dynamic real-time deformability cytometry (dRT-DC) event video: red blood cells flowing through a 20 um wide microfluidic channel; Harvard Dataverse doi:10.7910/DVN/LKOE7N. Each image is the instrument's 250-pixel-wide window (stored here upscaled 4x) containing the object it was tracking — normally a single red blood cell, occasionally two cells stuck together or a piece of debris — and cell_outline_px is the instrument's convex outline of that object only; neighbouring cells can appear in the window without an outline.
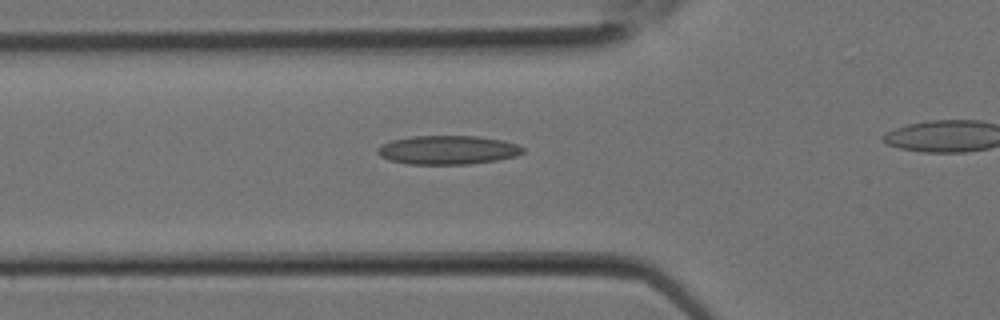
{"species": "Egyptian fruit bat (a non-hibernating species)", "species_latin": "Rousettus aegyptiacus", "temperature_condition": "room temperature", "stored_images_in_passage": 10, "segment_of_instrument_passage": [1, 2], "camera_frame_rate_fps": 3000, "um_per_image_px": 0.085, "animal": {"sex": "female"}, "frame": {"image": 1, "passage_image": 4, "time_ms": 1.0, "image_size_px": [1000, 320], "cell_outline_px": [[524, 152], [516, 156], [496, 160], [468, 164], [408, 164], [388, 160], [380, 156], [376, 152], [376, 148], [380, 144], [392, 140], [412, 136], [476, 136], [504, 140], [516, 144], [524, 148]], "centroid_in_image_um": [38.02, 12.74], "position_along_channel_um": 87.8, "area_um2": 24.57}}
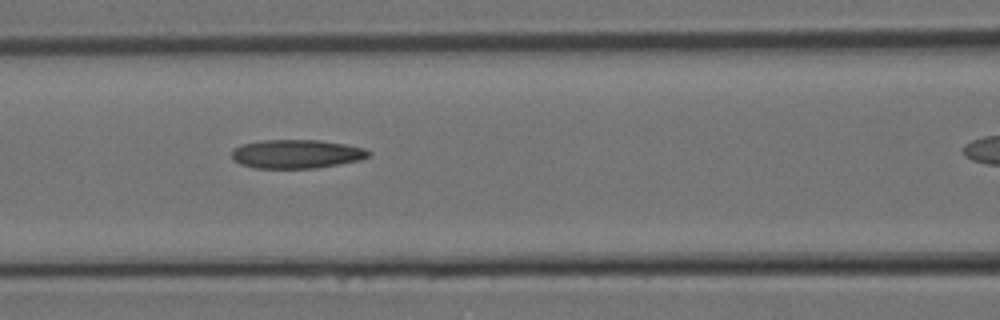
{"frame": {"image": 2, "passage_image": 6, "time_ms": 1.667, "image_size_px": [1000, 320], "cell_outline_px": [[372, 152], [368, 156], [360, 160], [340, 164], [316, 168], [252, 168], [240, 164], [232, 160], [232, 148], [240, 144], [260, 140], [320, 140], [344, 144], [364, 148]], "centroid_in_image_um": [25.15, 13.09], "position_along_channel_um": 141.4, "area_um2": 23.18}}
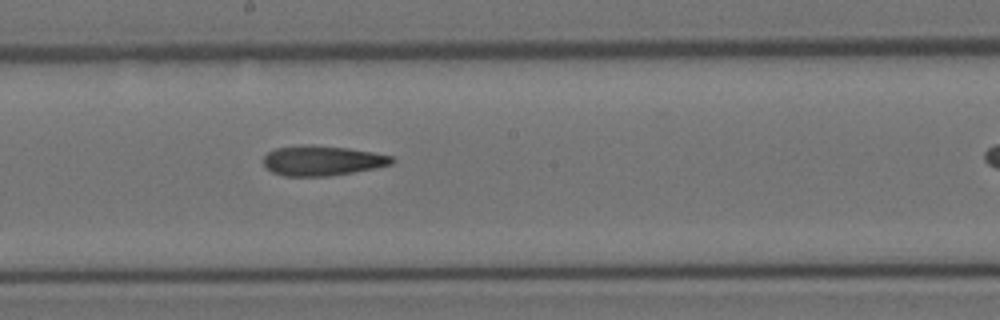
{"frame": {"image": 3, "passage_image": 9, "time_ms": 2.667, "image_size_px": [1000, 320], "cell_outline_px": [[396, 160], [392, 164], [376, 168], [328, 176], [284, 176], [272, 172], [264, 168], [264, 156], [268, 152], [276, 148], [304, 144], [312, 144], [348, 148], [372, 152], [392, 156]], "centroid_in_image_um": [27.37, 13.65], "position_along_channel_um": 220.8, "area_um2": 22.6}}